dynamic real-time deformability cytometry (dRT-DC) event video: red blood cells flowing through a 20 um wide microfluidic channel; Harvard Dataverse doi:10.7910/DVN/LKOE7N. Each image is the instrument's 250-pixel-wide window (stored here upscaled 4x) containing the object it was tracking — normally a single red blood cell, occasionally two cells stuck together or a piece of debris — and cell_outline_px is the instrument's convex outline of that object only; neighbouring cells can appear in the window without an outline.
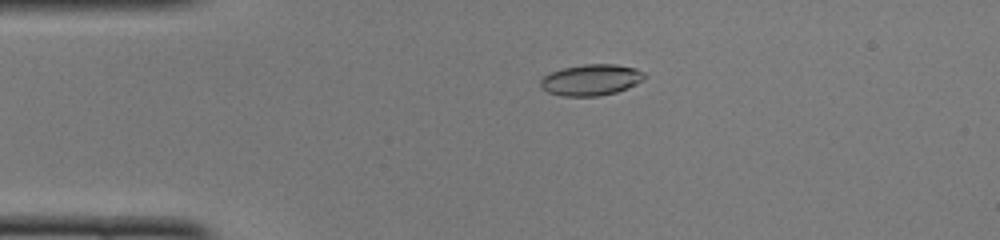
{"species": "common noctule bat (a hibernating species)", "species_latin": "Nyctalus noctula", "temperature_condition": "cold", "stored_images_in_passage": 48, "camera_frame_rate_fps": 3000, "um_per_image_px": 0.085, "animal": {"sex": "female", "body_mass_g": 22.0, "forearm_length_mm": 56.7}, "frame": {"image": 1, "passage_image": 10, "time_ms": 3.0, "image_size_px": [1000, 240], "cell_outline_px": [[648, 76], [644, 80], [628, 88], [616, 92], [600, 96], [564, 96], [548, 92], [540, 88], [540, 80], [544, 76], [552, 72], [564, 68], [584, 64], [616, 64], [636, 68], [644, 72]], "centroid_in_image_um": [50.28, 6.79], "position_along_channel_um": 34.7, "area_um2": 19.02}}
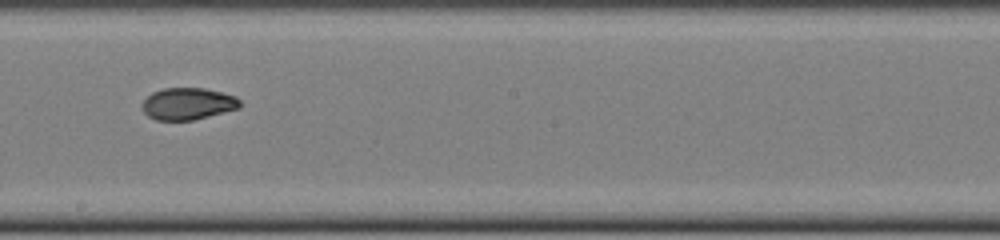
{"frame": {"image": 2, "passage_image": 27, "time_ms": 8.667, "image_size_px": [1000, 240], "cell_outline_px": [[240, 108], [192, 120], [156, 120], [148, 116], [144, 112], [140, 104], [152, 92], [164, 88], [204, 88], [236, 96], [240, 100]], "centroid_in_image_um": [15.95, 8.82], "position_along_channel_um": 232.3, "area_um2": 18.15}}
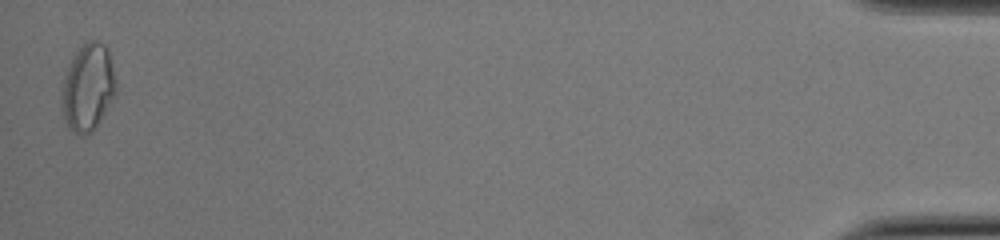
{"frame": {"image": 3, "passage_image": 48, "time_ms": 15.667, "image_size_px": [1000, 240], "cell_outline_px": [[116, 92], [100, 120], [92, 132], [80, 136], [68, 128], [60, 108], [60, 88], [64, 76], [72, 56], [88, 40], [96, 40], [104, 44], [108, 52], [116, 80]], "centroid_in_image_um": [7.42, 7.45], "position_along_channel_um": 427.8, "area_um2": 27.74}, "authors_computed_cell_mechanics": {"area_um2": 18.9873, "velocity_mm_per_s": 4.0935, "shape_relaxation_time_tau1_ms": 10.9868, "shape_relaxation_time_tau2_ms": 2.6195, "deformation_change_tau1": 0.2467, "deformation_change_tau2": 0.0584}}